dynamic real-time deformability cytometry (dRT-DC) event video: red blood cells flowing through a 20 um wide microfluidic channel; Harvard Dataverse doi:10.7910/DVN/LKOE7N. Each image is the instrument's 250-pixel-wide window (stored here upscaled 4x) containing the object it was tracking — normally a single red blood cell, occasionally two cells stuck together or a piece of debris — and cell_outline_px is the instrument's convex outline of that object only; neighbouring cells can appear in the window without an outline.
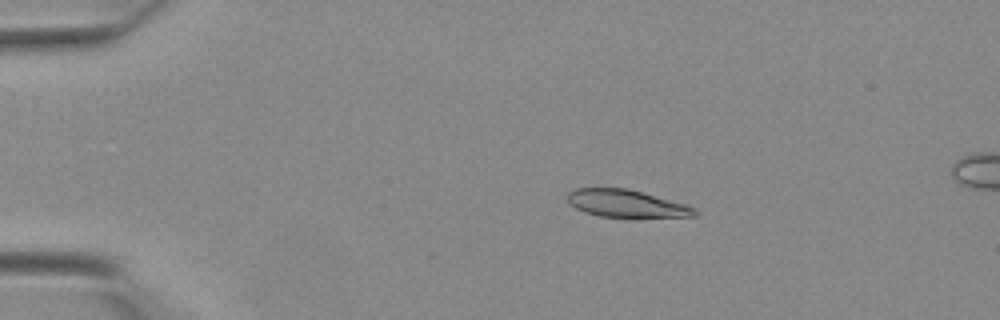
{"species": "Egyptian fruit bat (a non-hibernating species)", "species_latin": "Rousettus aegyptiacus", "temperature_condition": "warm", "stored_images_in_passage": 9, "camera_frame_rate_fps": 3000, "um_per_image_px": 0.085, "animal": {"sex": "female"}, "frame": {"image": 1, "passage_image": 3, "time_ms": 0.667, "image_size_px": [1000, 320], "cell_outline_px": [[700, 212], [696, 216], [600, 216], [584, 212], [576, 208], [568, 200], [568, 192], [576, 188], [628, 188], [684, 204], [696, 208]], "centroid_in_image_um": [53.23, 17.28], "position_along_channel_um": 31.8, "area_um2": 19.83}}